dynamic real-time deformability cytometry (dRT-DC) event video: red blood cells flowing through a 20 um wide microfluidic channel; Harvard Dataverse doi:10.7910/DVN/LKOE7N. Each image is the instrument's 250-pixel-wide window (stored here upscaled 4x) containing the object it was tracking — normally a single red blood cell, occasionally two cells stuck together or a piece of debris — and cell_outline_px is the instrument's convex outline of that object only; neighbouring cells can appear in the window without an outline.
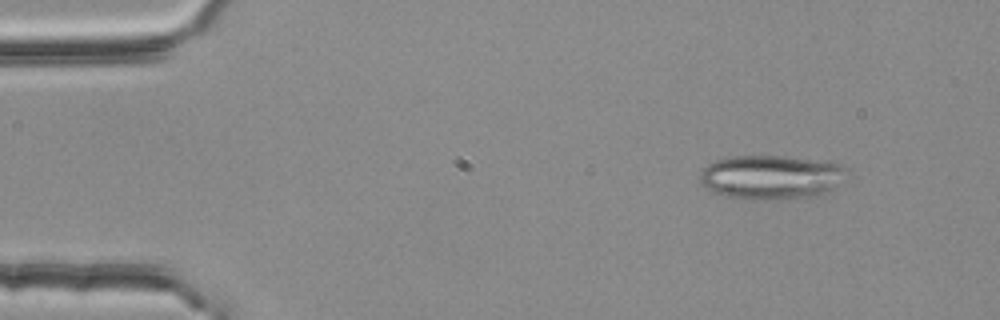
{"species": "common noctule bat (a hibernating species)", "species_latin": "Nyctalus noctula", "temperature_condition": "room temperature", "stored_images_in_passage": 54, "camera_frame_rate_fps": 3000, "um_per_image_px": 0.085, "animal": {"sex": "female", "body_mass_g": 25.1}, "frame": {"image": 1, "passage_image": 6, "time_ms": 1.667, "image_size_px": [1000, 320], "cell_outline_px": [[840, 168], [824, 196], [764, 200], [748, 200], [724, 196], [708, 188], [700, 180], [700, 172], [708, 164], [716, 160], [732, 156], [784, 156], [840, 164]], "centroid_in_image_um": [65.35, 15.07], "position_along_channel_um": 19.6, "area_um2": 36.47}}
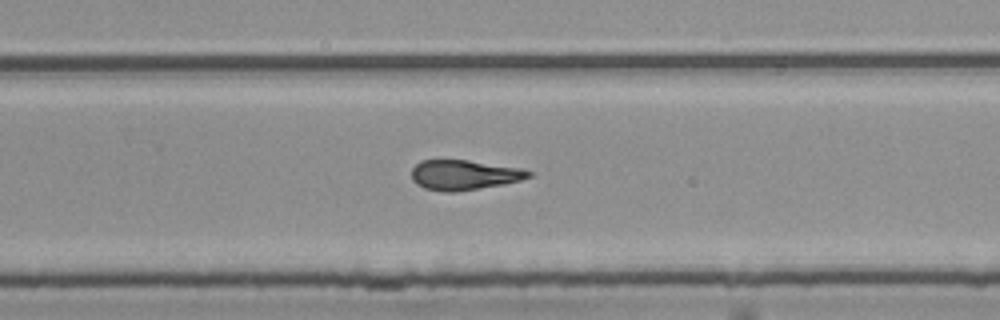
{"frame": {"image": 2, "passage_image": 35, "time_ms": 11.333, "image_size_px": [1000, 320], "cell_outline_px": [[532, 176], [520, 180], [504, 184], [456, 192], [444, 192], [424, 188], [416, 184], [412, 180], [412, 168], [420, 160], [468, 160], [520, 168], [532, 172]], "centroid_in_image_um": [39.42, 14.87], "position_along_channel_um": 290.4, "area_um2": 20.46}}
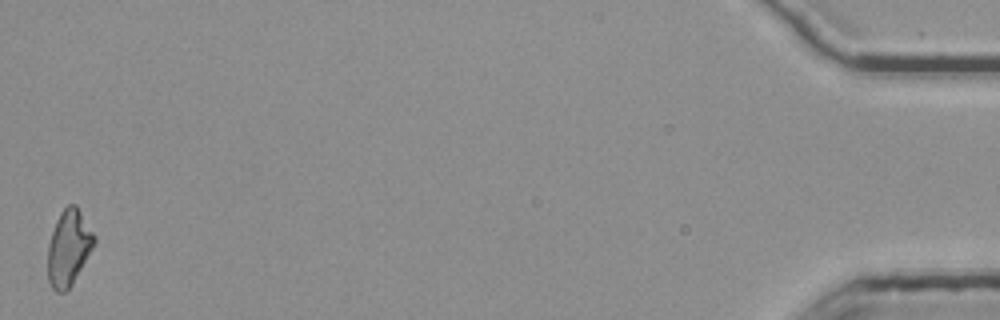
{"frame": {"image": 3, "passage_image": 54, "time_ms": 17.667, "image_size_px": [1000, 320], "cell_outline_px": [[96, 240], [92, 248], [72, 284], [64, 292], [56, 292], [52, 288], [48, 280], [48, 244], [56, 220], [60, 212], [68, 204], [76, 204], [96, 236]], "centroid_in_image_um": [5.83, 21.04], "position_along_channel_um": 429.4, "area_um2": 20.35}, "authors_computed_cell_mechanics": {"area_um2": 21.1548, "velocity_mm_per_s": 3.7534, "shape_relaxation_time_tau1_ms": null, "shape_relaxation_time_tau2_ms": 4.1634, "deformation_change_tau1": null, "deformation_change_tau2": 0.1473}}